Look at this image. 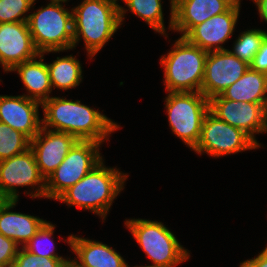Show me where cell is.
Returning <instances> with one entry per match:
<instances>
[{"label": "cell", "mask_w": 267, "mask_h": 267, "mask_svg": "<svg viewBox=\"0 0 267 267\" xmlns=\"http://www.w3.org/2000/svg\"><path fill=\"white\" fill-rule=\"evenodd\" d=\"M44 117L42 127L71 134L79 141H95L103 144L110 134L120 128L106 115L93 107L72 101L66 97H50L41 104Z\"/></svg>", "instance_id": "cell-1"}, {"label": "cell", "mask_w": 267, "mask_h": 267, "mask_svg": "<svg viewBox=\"0 0 267 267\" xmlns=\"http://www.w3.org/2000/svg\"><path fill=\"white\" fill-rule=\"evenodd\" d=\"M128 173L106 167L104 158L75 185L69 187L56 200L89 210L104 221L115 198L123 191Z\"/></svg>", "instance_id": "cell-2"}, {"label": "cell", "mask_w": 267, "mask_h": 267, "mask_svg": "<svg viewBox=\"0 0 267 267\" xmlns=\"http://www.w3.org/2000/svg\"><path fill=\"white\" fill-rule=\"evenodd\" d=\"M119 8L106 0H82L72 7L73 49L83 39L87 56L93 58L121 27Z\"/></svg>", "instance_id": "cell-3"}, {"label": "cell", "mask_w": 267, "mask_h": 267, "mask_svg": "<svg viewBox=\"0 0 267 267\" xmlns=\"http://www.w3.org/2000/svg\"><path fill=\"white\" fill-rule=\"evenodd\" d=\"M208 52L185 37L175 40L173 47L161 56L164 85L167 92H201Z\"/></svg>", "instance_id": "cell-4"}, {"label": "cell", "mask_w": 267, "mask_h": 267, "mask_svg": "<svg viewBox=\"0 0 267 267\" xmlns=\"http://www.w3.org/2000/svg\"><path fill=\"white\" fill-rule=\"evenodd\" d=\"M62 3L50 0L47 6L29 14L28 26L39 53H60L73 49V15ZM71 11V12H70Z\"/></svg>", "instance_id": "cell-5"}, {"label": "cell", "mask_w": 267, "mask_h": 267, "mask_svg": "<svg viewBox=\"0 0 267 267\" xmlns=\"http://www.w3.org/2000/svg\"><path fill=\"white\" fill-rule=\"evenodd\" d=\"M125 227L151 260L149 267H176L190 259V252L162 222L126 219Z\"/></svg>", "instance_id": "cell-6"}, {"label": "cell", "mask_w": 267, "mask_h": 267, "mask_svg": "<svg viewBox=\"0 0 267 267\" xmlns=\"http://www.w3.org/2000/svg\"><path fill=\"white\" fill-rule=\"evenodd\" d=\"M165 109L172 133L193 150L199 142L204 117L209 112V99L201 92H168Z\"/></svg>", "instance_id": "cell-7"}, {"label": "cell", "mask_w": 267, "mask_h": 267, "mask_svg": "<svg viewBox=\"0 0 267 267\" xmlns=\"http://www.w3.org/2000/svg\"><path fill=\"white\" fill-rule=\"evenodd\" d=\"M100 145L95 141L78 140L63 162L45 180V198L56 200L87 175L103 159Z\"/></svg>", "instance_id": "cell-8"}, {"label": "cell", "mask_w": 267, "mask_h": 267, "mask_svg": "<svg viewBox=\"0 0 267 267\" xmlns=\"http://www.w3.org/2000/svg\"><path fill=\"white\" fill-rule=\"evenodd\" d=\"M257 148L260 146L243 130L219 120L209 111L204 117L200 139L193 151L219 158Z\"/></svg>", "instance_id": "cell-9"}, {"label": "cell", "mask_w": 267, "mask_h": 267, "mask_svg": "<svg viewBox=\"0 0 267 267\" xmlns=\"http://www.w3.org/2000/svg\"><path fill=\"white\" fill-rule=\"evenodd\" d=\"M34 191L24 192L31 198H45V178L41 175L33 151H27L0 161V194L5 200H18V187ZM36 187V188H35ZM31 191V192H30Z\"/></svg>", "instance_id": "cell-10"}, {"label": "cell", "mask_w": 267, "mask_h": 267, "mask_svg": "<svg viewBox=\"0 0 267 267\" xmlns=\"http://www.w3.org/2000/svg\"><path fill=\"white\" fill-rule=\"evenodd\" d=\"M209 111L219 120L243 130L261 147L255 135L267 133V103L232 101L217 95L209 99Z\"/></svg>", "instance_id": "cell-11"}, {"label": "cell", "mask_w": 267, "mask_h": 267, "mask_svg": "<svg viewBox=\"0 0 267 267\" xmlns=\"http://www.w3.org/2000/svg\"><path fill=\"white\" fill-rule=\"evenodd\" d=\"M250 67L228 49L210 51L206 57L201 93L208 99L221 95Z\"/></svg>", "instance_id": "cell-12"}, {"label": "cell", "mask_w": 267, "mask_h": 267, "mask_svg": "<svg viewBox=\"0 0 267 267\" xmlns=\"http://www.w3.org/2000/svg\"><path fill=\"white\" fill-rule=\"evenodd\" d=\"M240 8L241 2L236 1L226 12L196 25L185 38L207 52L227 50L223 44L234 35Z\"/></svg>", "instance_id": "cell-13"}, {"label": "cell", "mask_w": 267, "mask_h": 267, "mask_svg": "<svg viewBox=\"0 0 267 267\" xmlns=\"http://www.w3.org/2000/svg\"><path fill=\"white\" fill-rule=\"evenodd\" d=\"M77 141L71 134L44 127L31 139L30 149L45 180L63 162Z\"/></svg>", "instance_id": "cell-14"}, {"label": "cell", "mask_w": 267, "mask_h": 267, "mask_svg": "<svg viewBox=\"0 0 267 267\" xmlns=\"http://www.w3.org/2000/svg\"><path fill=\"white\" fill-rule=\"evenodd\" d=\"M38 55L27 22L0 23V65L4 72Z\"/></svg>", "instance_id": "cell-15"}, {"label": "cell", "mask_w": 267, "mask_h": 267, "mask_svg": "<svg viewBox=\"0 0 267 267\" xmlns=\"http://www.w3.org/2000/svg\"><path fill=\"white\" fill-rule=\"evenodd\" d=\"M39 106L41 103L24 95H0V122L11 126L31 140L42 127Z\"/></svg>", "instance_id": "cell-16"}, {"label": "cell", "mask_w": 267, "mask_h": 267, "mask_svg": "<svg viewBox=\"0 0 267 267\" xmlns=\"http://www.w3.org/2000/svg\"><path fill=\"white\" fill-rule=\"evenodd\" d=\"M236 0H183L173 9V28L185 37L196 25L226 12Z\"/></svg>", "instance_id": "cell-17"}, {"label": "cell", "mask_w": 267, "mask_h": 267, "mask_svg": "<svg viewBox=\"0 0 267 267\" xmlns=\"http://www.w3.org/2000/svg\"><path fill=\"white\" fill-rule=\"evenodd\" d=\"M64 241L75 255L78 267H125V259L113 247L74 234Z\"/></svg>", "instance_id": "cell-18"}, {"label": "cell", "mask_w": 267, "mask_h": 267, "mask_svg": "<svg viewBox=\"0 0 267 267\" xmlns=\"http://www.w3.org/2000/svg\"><path fill=\"white\" fill-rule=\"evenodd\" d=\"M18 200H5L0 205V233L23 247L41 228L46 220L11 211Z\"/></svg>", "instance_id": "cell-19"}, {"label": "cell", "mask_w": 267, "mask_h": 267, "mask_svg": "<svg viewBox=\"0 0 267 267\" xmlns=\"http://www.w3.org/2000/svg\"><path fill=\"white\" fill-rule=\"evenodd\" d=\"M44 55V52L39 53L35 58L16 65L10 71H16L24 84L28 94L24 93L23 95L41 104L51 97L50 93L52 92L49 70L47 63L44 62Z\"/></svg>", "instance_id": "cell-20"}, {"label": "cell", "mask_w": 267, "mask_h": 267, "mask_svg": "<svg viewBox=\"0 0 267 267\" xmlns=\"http://www.w3.org/2000/svg\"><path fill=\"white\" fill-rule=\"evenodd\" d=\"M221 96L232 101L267 103V75L249 67Z\"/></svg>", "instance_id": "cell-21"}, {"label": "cell", "mask_w": 267, "mask_h": 267, "mask_svg": "<svg viewBox=\"0 0 267 267\" xmlns=\"http://www.w3.org/2000/svg\"><path fill=\"white\" fill-rule=\"evenodd\" d=\"M52 90H70L80 85L83 79L82 65L77 57L71 55L57 57L47 64Z\"/></svg>", "instance_id": "cell-22"}, {"label": "cell", "mask_w": 267, "mask_h": 267, "mask_svg": "<svg viewBox=\"0 0 267 267\" xmlns=\"http://www.w3.org/2000/svg\"><path fill=\"white\" fill-rule=\"evenodd\" d=\"M125 7L120 6V23L125 20V14L130 10L133 14L143 19L155 32L167 38L166 27L164 26V14L162 0H125Z\"/></svg>", "instance_id": "cell-23"}, {"label": "cell", "mask_w": 267, "mask_h": 267, "mask_svg": "<svg viewBox=\"0 0 267 267\" xmlns=\"http://www.w3.org/2000/svg\"><path fill=\"white\" fill-rule=\"evenodd\" d=\"M267 36V31L264 29H247L238 35L236 41L233 43L232 50L228 49L233 55L239 59L251 64L254 56L256 55L261 42Z\"/></svg>", "instance_id": "cell-24"}, {"label": "cell", "mask_w": 267, "mask_h": 267, "mask_svg": "<svg viewBox=\"0 0 267 267\" xmlns=\"http://www.w3.org/2000/svg\"><path fill=\"white\" fill-rule=\"evenodd\" d=\"M55 224L46 221L37 233L23 246L27 251L37 256H44L56 259H68L56 253L53 240Z\"/></svg>", "instance_id": "cell-25"}, {"label": "cell", "mask_w": 267, "mask_h": 267, "mask_svg": "<svg viewBox=\"0 0 267 267\" xmlns=\"http://www.w3.org/2000/svg\"><path fill=\"white\" fill-rule=\"evenodd\" d=\"M30 142L26 135L0 122V161L27 151Z\"/></svg>", "instance_id": "cell-26"}, {"label": "cell", "mask_w": 267, "mask_h": 267, "mask_svg": "<svg viewBox=\"0 0 267 267\" xmlns=\"http://www.w3.org/2000/svg\"><path fill=\"white\" fill-rule=\"evenodd\" d=\"M36 0H0V23L27 22Z\"/></svg>", "instance_id": "cell-27"}, {"label": "cell", "mask_w": 267, "mask_h": 267, "mask_svg": "<svg viewBox=\"0 0 267 267\" xmlns=\"http://www.w3.org/2000/svg\"><path fill=\"white\" fill-rule=\"evenodd\" d=\"M68 259L48 258L37 256L20 247L11 267H60Z\"/></svg>", "instance_id": "cell-28"}, {"label": "cell", "mask_w": 267, "mask_h": 267, "mask_svg": "<svg viewBox=\"0 0 267 267\" xmlns=\"http://www.w3.org/2000/svg\"><path fill=\"white\" fill-rule=\"evenodd\" d=\"M19 248L14 240L0 233V267H11Z\"/></svg>", "instance_id": "cell-29"}, {"label": "cell", "mask_w": 267, "mask_h": 267, "mask_svg": "<svg viewBox=\"0 0 267 267\" xmlns=\"http://www.w3.org/2000/svg\"><path fill=\"white\" fill-rule=\"evenodd\" d=\"M250 68L267 75V36L261 42L260 47L250 64Z\"/></svg>", "instance_id": "cell-30"}, {"label": "cell", "mask_w": 267, "mask_h": 267, "mask_svg": "<svg viewBox=\"0 0 267 267\" xmlns=\"http://www.w3.org/2000/svg\"><path fill=\"white\" fill-rule=\"evenodd\" d=\"M245 262L250 267H267V246L252 259H247Z\"/></svg>", "instance_id": "cell-31"}, {"label": "cell", "mask_w": 267, "mask_h": 267, "mask_svg": "<svg viewBox=\"0 0 267 267\" xmlns=\"http://www.w3.org/2000/svg\"><path fill=\"white\" fill-rule=\"evenodd\" d=\"M258 9L260 18L267 23V0H252Z\"/></svg>", "instance_id": "cell-32"}, {"label": "cell", "mask_w": 267, "mask_h": 267, "mask_svg": "<svg viewBox=\"0 0 267 267\" xmlns=\"http://www.w3.org/2000/svg\"><path fill=\"white\" fill-rule=\"evenodd\" d=\"M170 1V20H169V30L171 31L173 28V9L180 4L183 0H169Z\"/></svg>", "instance_id": "cell-33"}, {"label": "cell", "mask_w": 267, "mask_h": 267, "mask_svg": "<svg viewBox=\"0 0 267 267\" xmlns=\"http://www.w3.org/2000/svg\"><path fill=\"white\" fill-rule=\"evenodd\" d=\"M60 267H76V262L71 257L63 262Z\"/></svg>", "instance_id": "cell-34"}, {"label": "cell", "mask_w": 267, "mask_h": 267, "mask_svg": "<svg viewBox=\"0 0 267 267\" xmlns=\"http://www.w3.org/2000/svg\"><path fill=\"white\" fill-rule=\"evenodd\" d=\"M106 1H109V2H111V3H113V4H115V5L118 6V7L121 6V5L118 3L119 0H106ZM120 1L125 2V0H120Z\"/></svg>", "instance_id": "cell-35"}, {"label": "cell", "mask_w": 267, "mask_h": 267, "mask_svg": "<svg viewBox=\"0 0 267 267\" xmlns=\"http://www.w3.org/2000/svg\"><path fill=\"white\" fill-rule=\"evenodd\" d=\"M239 267H250L245 261L241 262Z\"/></svg>", "instance_id": "cell-36"}, {"label": "cell", "mask_w": 267, "mask_h": 267, "mask_svg": "<svg viewBox=\"0 0 267 267\" xmlns=\"http://www.w3.org/2000/svg\"><path fill=\"white\" fill-rule=\"evenodd\" d=\"M5 201V199L0 194V205Z\"/></svg>", "instance_id": "cell-37"}, {"label": "cell", "mask_w": 267, "mask_h": 267, "mask_svg": "<svg viewBox=\"0 0 267 267\" xmlns=\"http://www.w3.org/2000/svg\"><path fill=\"white\" fill-rule=\"evenodd\" d=\"M125 267H130V265L127 264ZM132 267H133V266H132ZM134 267H149V266H143V265H142V266H137V265H136V266H134Z\"/></svg>", "instance_id": "cell-38"}]
</instances>
